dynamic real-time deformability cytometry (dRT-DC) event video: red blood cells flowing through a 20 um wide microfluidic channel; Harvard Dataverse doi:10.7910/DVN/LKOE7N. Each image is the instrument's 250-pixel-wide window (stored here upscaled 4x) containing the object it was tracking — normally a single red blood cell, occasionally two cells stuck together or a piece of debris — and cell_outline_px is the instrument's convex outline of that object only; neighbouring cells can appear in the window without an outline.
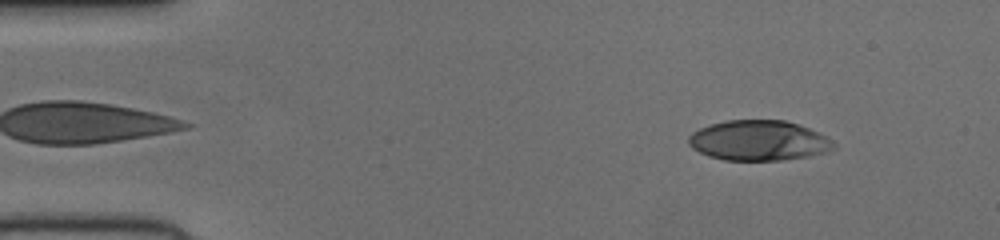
{"species": "human", "species_latin": "Homo sapiens", "temperature_condition": "cold", "stored_images_in_passage": 50, "camera_frame_rate_fps": 3000, "um_per_image_px": 0.085, "donor": {"sex": "female"}, "frame": {"image": 1, "passage_image": 5, "time_ms": 1.333, "image_size_px": [1000, 240], "cell_outline_px": [[836, 148], [828, 152], [808, 156], [780, 160], [724, 160], [708, 156], [692, 148], [688, 144], [688, 136], [692, 132], [708, 124], [728, 120], [784, 120], [808, 128], [832, 140], [836, 144]], "centroid_in_image_um": [64.47, 11.95], "position_along_channel_um": 20.5, "area_um2": 33.99}}
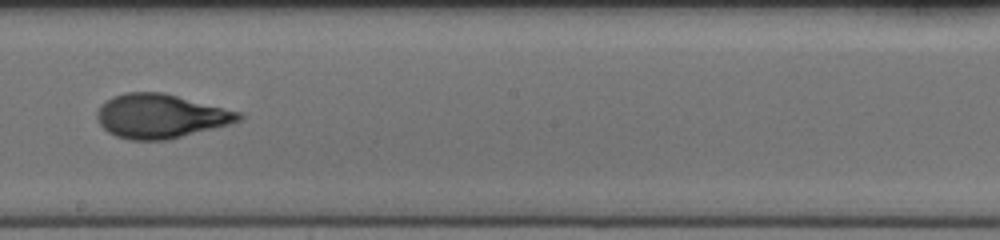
{"frame": {"image": 2, "passage_image": 28, "time_ms": 9.0, "image_size_px": [1000, 240], "cell_outline_px": [[244, 116], [240, 120], [228, 124], [168, 140], [128, 140], [116, 136], [108, 132], [100, 124], [96, 116], [96, 112], [100, 104], [112, 96], [124, 92], [160, 92], [240, 112]], "centroid_in_image_um": [13.58, 9.87], "position_along_channel_um": 234.6, "area_um2": 36.13}}
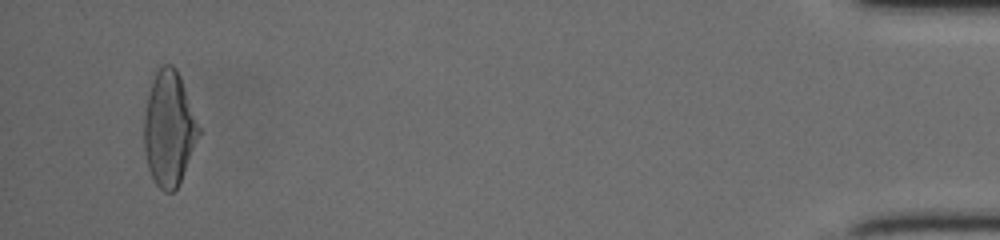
{"frame": {"image": 3, "passage_image": 48, "time_ms": 15.667, "image_size_px": [1000, 240], "cell_outline_px": [[200, 136], [180, 180], [176, 188], [172, 192], [164, 192], [156, 184], [148, 168], [144, 152], [144, 116], [148, 96], [152, 80], [156, 72], [164, 64], [172, 64], [176, 68], [180, 76], [200, 128]], "centroid_in_image_um": [14.36, 10.94], "position_along_channel_um": 420.8, "area_um2": 36.24}}